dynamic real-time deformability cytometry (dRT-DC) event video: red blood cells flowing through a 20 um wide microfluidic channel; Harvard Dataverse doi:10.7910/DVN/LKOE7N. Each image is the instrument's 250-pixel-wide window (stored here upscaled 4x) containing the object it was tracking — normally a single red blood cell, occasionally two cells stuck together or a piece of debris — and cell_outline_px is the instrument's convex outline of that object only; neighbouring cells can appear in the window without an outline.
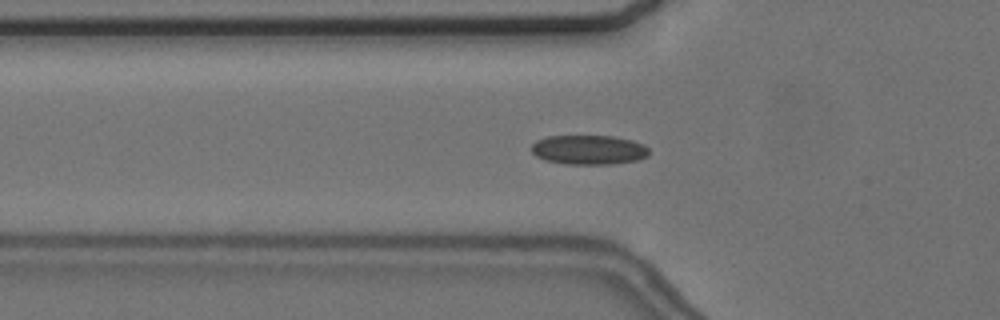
{"species": "common noctule bat (a hibernating species)", "species_latin": "Nyctalus noctula", "temperature_condition": "cold", "stored_images_in_passage": 57, "camera_frame_rate_fps": 3000, "um_per_image_px": 0.085, "animal": {"sex": "female", "body_mass_g": 24.6, "forearm_length_mm": 56.2}, "frame": {"image": 1, "passage_image": 20, "time_ms": 6.333, "image_size_px": [1000, 320], "cell_outline_px": [[648, 156], [636, 160], [612, 164], [564, 164], [544, 160], [536, 156], [532, 152], [532, 144], [536, 140], [548, 136], [612, 136], [632, 140], [644, 144], [648, 148]], "centroid_in_image_um": [50.03, 12.73], "position_along_channel_um": 75.8, "area_um2": 20.23}}
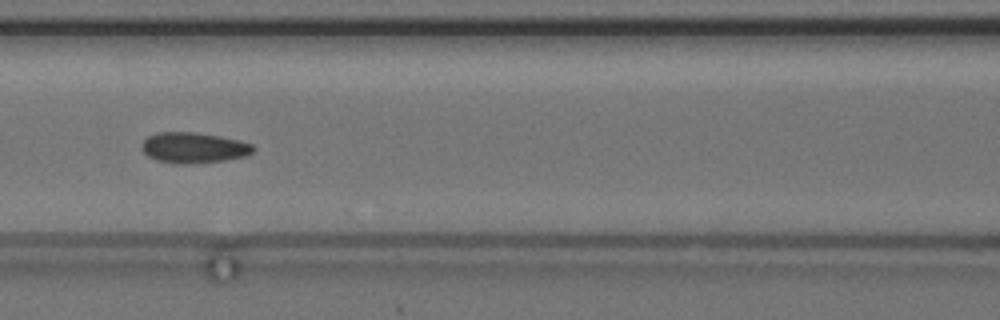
{"frame": {"image": 2, "passage_image": 26, "time_ms": 8.333, "image_size_px": [1000, 320], "cell_outline_px": [[256, 148], [248, 156], [224, 160], [192, 164], [176, 164], [156, 160], [148, 156], [144, 152], [144, 140], [148, 136], [156, 132], [196, 132], [220, 136], [240, 140], [252, 144]], "centroid_in_image_um": [16.51, 12.56], "position_along_channel_um": 150.1, "area_um2": 20.0}}
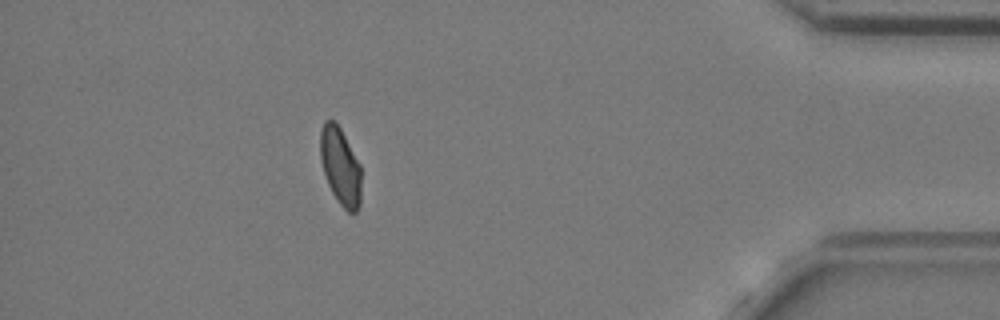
{"frame": {"image": 3, "passage_image": 51, "time_ms": 16.667, "image_size_px": [1000, 320], "cell_outline_px": [[360, 204], [356, 212], [348, 212], [340, 204], [332, 192], [328, 184], [320, 160], [320, 128], [324, 120], [336, 120], [360, 164]], "centroid_in_image_um": [28.91, 14.09], "position_along_channel_um": 406.3, "area_um2": 18.5}, "authors_computed_cell_mechanics": {"area_um2": 19.5942, "velocity_mm_per_s": 3.663, "shape_relaxation_time_tau1_ms": null, "shape_relaxation_time_tau2_ms": 1.5962, "deformation_change_tau1": null, "deformation_change_tau2": 0.0756}}